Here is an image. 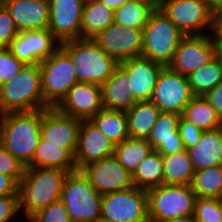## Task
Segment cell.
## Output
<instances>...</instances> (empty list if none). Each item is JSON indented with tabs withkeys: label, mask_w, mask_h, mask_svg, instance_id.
Returning <instances> with one entry per match:
<instances>
[{
	"label": "cell",
	"mask_w": 222,
	"mask_h": 222,
	"mask_svg": "<svg viewBox=\"0 0 222 222\" xmlns=\"http://www.w3.org/2000/svg\"><path fill=\"white\" fill-rule=\"evenodd\" d=\"M67 171L47 168H25L17 184V208L29 219L51 203L60 200Z\"/></svg>",
	"instance_id": "obj_1"
},
{
	"label": "cell",
	"mask_w": 222,
	"mask_h": 222,
	"mask_svg": "<svg viewBox=\"0 0 222 222\" xmlns=\"http://www.w3.org/2000/svg\"><path fill=\"white\" fill-rule=\"evenodd\" d=\"M0 140L4 148L27 167L40 138L42 110L11 112L0 115Z\"/></svg>",
	"instance_id": "obj_2"
},
{
	"label": "cell",
	"mask_w": 222,
	"mask_h": 222,
	"mask_svg": "<svg viewBox=\"0 0 222 222\" xmlns=\"http://www.w3.org/2000/svg\"><path fill=\"white\" fill-rule=\"evenodd\" d=\"M49 108L42 94L39 64H25L12 80L0 86V115Z\"/></svg>",
	"instance_id": "obj_3"
},
{
	"label": "cell",
	"mask_w": 222,
	"mask_h": 222,
	"mask_svg": "<svg viewBox=\"0 0 222 222\" xmlns=\"http://www.w3.org/2000/svg\"><path fill=\"white\" fill-rule=\"evenodd\" d=\"M60 47L70 56L78 82L102 85L118 66L94 39H78L61 43Z\"/></svg>",
	"instance_id": "obj_4"
},
{
	"label": "cell",
	"mask_w": 222,
	"mask_h": 222,
	"mask_svg": "<svg viewBox=\"0 0 222 222\" xmlns=\"http://www.w3.org/2000/svg\"><path fill=\"white\" fill-rule=\"evenodd\" d=\"M183 37L178 27L156 7L143 28L141 57L168 66Z\"/></svg>",
	"instance_id": "obj_5"
},
{
	"label": "cell",
	"mask_w": 222,
	"mask_h": 222,
	"mask_svg": "<svg viewBox=\"0 0 222 222\" xmlns=\"http://www.w3.org/2000/svg\"><path fill=\"white\" fill-rule=\"evenodd\" d=\"M60 200L71 222H99L101 219L102 195L95 191L81 170L68 172Z\"/></svg>",
	"instance_id": "obj_6"
},
{
	"label": "cell",
	"mask_w": 222,
	"mask_h": 222,
	"mask_svg": "<svg viewBox=\"0 0 222 222\" xmlns=\"http://www.w3.org/2000/svg\"><path fill=\"white\" fill-rule=\"evenodd\" d=\"M44 102L54 108L78 80L70 56L59 47L40 64Z\"/></svg>",
	"instance_id": "obj_7"
},
{
	"label": "cell",
	"mask_w": 222,
	"mask_h": 222,
	"mask_svg": "<svg viewBox=\"0 0 222 222\" xmlns=\"http://www.w3.org/2000/svg\"><path fill=\"white\" fill-rule=\"evenodd\" d=\"M149 220L194 215L197 196L190 185L162 184L147 191Z\"/></svg>",
	"instance_id": "obj_8"
},
{
	"label": "cell",
	"mask_w": 222,
	"mask_h": 222,
	"mask_svg": "<svg viewBox=\"0 0 222 222\" xmlns=\"http://www.w3.org/2000/svg\"><path fill=\"white\" fill-rule=\"evenodd\" d=\"M157 7L184 36L202 35L205 28L213 31L214 14L207 0H157Z\"/></svg>",
	"instance_id": "obj_9"
},
{
	"label": "cell",
	"mask_w": 222,
	"mask_h": 222,
	"mask_svg": "<svg viewBox=\"0 0 222 222\" xmlns=\"http://www.w3.org/2000/svg\"><path fill=\"white\" fill-rule=\"evenodd\" d=\"M107 222H150L147 191L135 186L102 195L101 219Z\"/></svg>",
	"instance_id": "obj_10"
},
{
	"label": "cell",
	"mask_w": 222,
	"mask_h": 222,
	"mask_svg": "<svg viewBox=\"0 0 222 222\" xmlns=\"http://www.w3.org/2000/svg\"><path fill=\"white\" fill-rule=\"evenodd\" d=\"M193 97L187 76L173 71L169 66H164L151 98L160 111L182 115Z\"/></svg>",
	"instance_id": "obj_11"
},
{
	"label": "cell",
	"mask_w": 222,
	"mask_h": 222,
	"mask_svg": "<svg viewBox=\"0 0 222 222\" xmlns=\"http://www.w3.org/2000/svg\"><path fill=\"white\" fill-rule=\"evenodd\" d=\"M216 56V46L212 35L184 36L177 47L172 62L173 71L188 76L200 69Z\"/></svg>",
	"instance_id": "obj_12"
},
{
	"label": "cell",
	"mask_w": 222,
	"mask_h": 222,
	"mask_svg": "<svg viewBox=\"0 0 222 222\" xmlns=\"http://www.w3.org/2000/svg\"><path fill=\"white\" fill-rule=\"evenodd\" d=\"M94 41L118 63L127 59L141 57L143 29L128 28L112 23L100 32Z\"/></svg>",
	"instance_id": "obj_13"
},
{
	"label": "cell",
	"mask_w": 222,
	"mask_h": 222,
	"mask_svg": "<svg viewBox=\"0 0 222 222\" xmlns=\"http://www.w3.org/2000/svg\"><path fill=\"white\" fill-rule=\"evenodd\" d=\"M95 191L101 195L133 187L132 174L117 159L110 157L89 163L80 169Z\"/></svg>",
	"instance_id": "obj_14"
},
{
	"label": "cell",
	"mask_w": 222,
	"mask_h": 222,
	"mask_svg": "<svg viewBox=\"0 0 222 222\" xmlns=\"http://www.w3.org/2000/svg\"><path fill=\"white\" fill-rule=\"evenodd\" d=\"M49 31L60 42L81 39L82 0H48Z\"/></svg>",
	"instance_id": "obj_15"
},
{
	"label": "cell",
	"mask_w": 222,
	"mask_h": 222,
	"mask_svg": "<svg viewBox=\"0 0 222 222\" xmlns=\"http://www.w3.org/2000/svg\"><path fill=\"white\" fill-rule=\"evenodd\" d=\"M61 43L49 29L19 32L11 41L9 49L24 64H40L51 56Z\"/></svg>",
	"instance_id": "obj_16"
},
{
	"label": "cell",
	"mask_w": 222,
	"mask_h": 222,
	"mask_svg": "<svg viewBox=\"0 0 222 222\" xmlns=\"http://www.w3.org/2000/svg\"><path fill=\"white\" fill-rule=\"evenodd\" d=\"M81 123V119L62 114L55 108L42 109L40 136L75 155Z\"/></svg>",
	"instance_id": "obj_17"
},
{
	"label": "cell",
	"mask_w": 222,
	"mask_h": 222,
	"mask_svg": "<svg viewBox=\"0 0 222 222\" xmlns=\"http://www.w3.org/2000/svg\"><path fill=\"white\" fill-rule=\"evenodd\" d=\"M58 112L77 119L90 120L103 109L101 86L78 82L54 107Z\"/></svg>",
	"instance_id": "obj_18"
},
{
	"label": "cell",
	"mask_w": 222,
	"mask_h": 222,
	"mask_svg": "<svg viewBox=\"0 0 222 222\" xmlns=\"http://www.w3.org/2000/svg\"><path fill=\"white\" fill-rule=\"evenodd\" d=\"M113 154L114 145L110 140L89 120H83L79 128L77 149L74 155L77 170Z\"/></svg>",
	"instance_id": "obj_19"
},
{
	"label": "cell",
	"mask_w": 222,
	"mask_h": 222,
	"mask_svg": "<svg viewBox=\"0 0 222 222\" xmlns=\"http://www.w3.org/2000/svg\"><path fill=\"white\" fill-rule=\"evenodd\" d=\"M129 77L133 97L137 102L150 101L162 64L143 57H136L118 64Z\"/></svg>",
	"instance_id": "obj_20"
},
{
	"label": "cell",
	"mask_w": 222,
	"mask_h": 222,
	"mask_svg": "<svg viewBox=\"0 0 222 222\" xmlns=\"http://www.w3.org/2000/svg\"><path fill=\"white\" fill-rule=\"evenodd\" d=\"M19 32L48 29V0H7L3 3Z\"/></svg>",
	"instance_id": "obj_21"
},
{
	"label": "cell",
	"mask_w": 222,
	"mask_h": 222,
	"mask_svg": "<svg viewBox=\"0 0 222 222\" xmlns=\"http://www.w3.org/2000/svg\"><path fill=\"white\" fill-rule=\"evenodd\" d=\"M181 115L161 112L146 139L153 150L162 156L172 155L185 150L178 130Z\"/></svg>",
	"instance_id": "obj_22"
},
{
	"label": "cell",
	"mask_w": 222,
	"mask_h": 222,
	"mask_svg": "<svg viewBox=\"0 0 222 222\" xmlns=\"http://www.w3.org/2000/svg\"><path fill=\"white\" fill-rule=\"evenodd\" d=\"M101 96L103 108L106 109L126 111L137 103L128 74L119 65L101 85Z\"/></svg>",
	"instance_id": "obj_23"
},
{
	"label": "cell",
	"mask_w": 222,
	"mask_h": 222,
	"mask_svg": "<svg viewBox=\"0 0 222 222\" xmlns=\"http://www.w3.org/2000/svg\"><path fill=\"white\" fill-rule=\"evenodd\" d=\"M186 150L195 171L222 165V127L203 131L197 144Z\"/></svg>",
	"instance_id": "obj_24"
},
{
	"label": "cell",
	"mask_w": 222,
	"mask_h": 222,
	"mask_svg": "<svg viewBox=\"0 0 222 222\" xmlns=\"http://www.w3.org/2000/svg\"><path fill=\"white\" fill-rule=\"evenodd\" d=\"M25 168L61 169L67 172L77 170L74 155L68 149L59 148L41 136L34 157Z\"/></svg>",
	"instance_id": "obj_25"
},
{
	"label": "cell",
	"mask_w": 222,
	"mask_h": 222,
	"mask_svg": "<svg viewBox=\"0 0 222 222\" xmlns=\"http://www.w3.org/2000/svg\"><path fill=\"white\" fill-rule=\"evenodd\" d=\"M128 120V133L131 138L147 139L161 111L150 101H139L125 111Z\"/></svg>",
	"instance_id": "obj_26"
},
{
	"label": "cell",
	"mask_w": 222,
	"mask_h": 222,
	"mask_svg": "<svg viewBox=\"0 0 222 222\" xmlns=\"http://www.w3.org/2000/svg\"><path fill=\"white\" fill-rule=\"evenodd\" d=\"M115 146L129 138L125 111L103 108L89 120Z\"/></svg>",
	"instance_id": "obj_27"
},
{
	"label": "cell",
	"mask_w": 222,
	"mask_h": 222,
	"mask_svg": "<svg viewBox=\"0 0 222 222\" xmlns=\"http://www.w3.org/2000/svg\"><path fill=\"white\" fill-rule=\"evenodd\" d=\"M157 0H129L114 11V23L128 28L143 29Z\"/></svg>",
	"instance_id": "obj_28"
},
{
	"label": "cell",
	"mask_w": 222,
	"mask_h": 222,
	"mask_svg": "<svg viewBox=\"0 0 222 222\" xmlns=\"http://www.w3.org/2000/svg\"><path fill=\"white\" fill-rule=\"evenodd\" d=\"M132 182L135 187L145 191L164 184L162 155L153 150L132 173Z\"/></svg>",
	"instance_id": "obj_29"
},
{
	"label": "cell",
	"mask_w": 222,
	"mask_h": 222,
	"mask_svg": "<svg viewBox=\"0 0 222 222\" xmlns=\"http://www.w3.org/2000/svg\"><path fill=\"white\" fill-rule=\"evenodd\" d=\"M163 157L164 184L190 185L195 173L187 150Z\"/></svg>",
	"instance_id": "obj_30"
},
{
	"label": "cell",
	"mask_w": 222,
	"mask_h": 222,
	"mask_svg": "<svg viewBox=\"0 0 222 222\" xmlns=\"http://www.w3.org/2000/svg\"><path fill=\"white\" fill-rule=\"evenodd\" d=\"M114 23V11L98 2L84 6L81 19V39H94Z\"/></svg>",
	"instance_id": "obj_31"
},
{
	"label": "cell",
	"mask_w": 222,
	"mask_h": 222,
	"mask_svg": "<svg viewBox=\"0 0 222 222\" xmlns=\"http://www.w3.org/2000/svg\"><path fill=\"white\" fill-rule=\"evenodd\" d=\"M181 116L202 131L222 127V119L203 96H194Z\"/></svg>",
	"instance_id": "obj_32"
},
{
	"label": "cell",
	"mask_w": 222,
	"mask_h": 222,
	"mask_svg": "<svg viewBox=\"0 0 222 222\" xmlns=\"http://www.w3.org/2000/svg\"><path fill=\"white\" fill-rule=\"evenodd\" d=\"M152 151L153 148L146 139L129 137L114 146L113 156L123 168L132 174Z\"/></svg>",
	"instance_id": "obj_33"
},
{
	"label": "cell",
	"mask_w": 222,
	"mask_h": 222,
	"mask_svg": "<svg viewBox=\"0 0 222 222\" xmlns=\"http://www.w3.org/2000/svg\"><path fill=\"white\" fill-rule=\"evenodd\" d=\"M194 96H205L222 81V62L217 56L187 76Z\"/></svg>",
	"instance_id": "obj_34"
},
{
	"label": "cell",
	"mask_w": 222,
	"mask_h": 222,
	"mask_svg": "<svg viewBox=\"0 0 222 222\" xmlns=\"http://www.w3.org/2000/svg\"><path fill=\"white\" fill-rule=\"evenodd\" d=\"M190 186L197 197H222V165L196 170Z\"/></svg>",
	"instance_id": "obj_35"
},
{
	"label": "cell",
	"mask_w": 222,
	"mask_h": 222,
	"mask_svg": "<svg viewBox=\"0 0 222 222\" xmlns=\"http://www.w3.org/2000/svg\"><path fill=\"white\" fill-rule=\"evenodd\" d=\"M194 216L197 222H222V207L219 198L197 197Z\"/></svg>",
	"instance_id": "obj_36"
},
{
	"label": "cell",
	"mask_w": 222,
	"mask_h": 222,
	"mask_svg": "<svg viewBox=\"0 0 222 222\" xmlns=\"http://www.w3.org/2000/svg\"><path fill=\"white\" fill-rule=\"evenodd\" d=\"M24 65L9 48H0V86L12 80Z\"/></svg>",
	"instance_id": "obj_37"
},
{
	"label": "cell",
	"mask_w": 222,
	"mask_h": 222,
	"mask_svg": "<svg viewBox=\"0 0 222 222\" xmlns=\"http://www.w3.org/2000/svg\"><path fill=\"white\" fill-rule=\"evenodd\" d=\"M28 222H71L64 203L59 200L40 210Z\"/></svg>",
	"instance_id": "obj_38"
},
{
	"label": "cell",
	"mask_w": 222,
	"mask_h": 222,
	"mask_svg": "<svg viewBox=\"0 0 222 222\" xmlns=\"http://www.w3.org/2000/svg\"><path fill=\"white\" fill-rule=\"evenodd\" d=\"M24 170L25 167L4 148L0 140V173L8 175L20 183L24 176Z\"/></svg>",
	"instance_id": "obj_39"
},
{
	"label": "cell",
	"mask_w": 222,
	"mask_h": 222,
	"mask_svg": "<svg viewBox=\"0 0 222 222\" xmlns=\"http://www.w3.org/2000/svg\"><path fill=\"white\" fill-rule=\"evenodd\" d=\"M18 33L10 13L3 4H0V48H9Z\"/></svg>",
	"instance_id": "obj_40"
},
{
	"label": "cell",
	"mask_w": 222,
	"mask_h": 222,
	"mask_svg": "<svg viewBox=\"0 0 222 222\" xmlns=\"http://www.w3.org/2000/svg\"><path fill=\"white\" fill-rule=\"evenodd\" d=\"M178 130L185 149L190 148L195 144H197L203 132L193 123L184 119L182 116L179 119Z\"/></svg>",
	"instance_id": "obj_41"
},
{
	"label": "cell",
	"mask_w": 222,
	"mask_h": 222,
	"mask_svg": "<svg viewBox=\"0 0 222 222\" xmlns=\"http://www.w3.org/2000/svg\"><path fill=\"white\" fill-rule=\"evenodd\" d=\"M19 212L17 196H0V222H10Z\"/></svg>",
	"instance_id": "obj_42"
},
{
	"label": "cell",
	"mask_w": 222,
	"mask_h": 222,
	"mask_svg": "<svg viewBox=\"0 0 222 222\" xmlns=\"http://www.w3.org/2000/svg\"><path fill=\"white\" fill-rule=\"evenodd\" d=\"M222 119V81L203 96Z\"/></svg>",
	"instance_id": "obj_43"
},
{
	"label": "cell",
	"mask_w": 222,
	"mask_h": 222,
	"mask_svg": "<svg viewBox=\"0 0 222 222\" xmlns=\"http://www.w3.org/2000/svg\"><path fill=\"white\" fill-rule=\"evenodd\" d=\"M17 184L12 177L0 173V196H17Z\"/></svg>",
	"instance_id": "obj_44"
},
{
	"label": "cell",
	"mask_w": 222,
	"mask_h": 222,
	"mask_svg": "<svg viewBox=\"0 0 222 222\" xmlns=\"http://www.w3.org/2000/svg\"><path fill=\"white\" fill-rule=\"evenodd\" d=\"M212 32L214 42H222V12L214 15Z\"/></svg>",
	"instance_id": "obj_45"
},
{
	"label": "cell",
	"mask_w": 222,
	"mask_h": 222,
	"mask_svg": "<svg viewBox=\"0 0 222 222\" xmlns=\"http://www.w3.org/2000/svg\"><path fill=\"white\" fill-rule=\"evenodd\" d=\"M150 222H197L194 215H186L182 217H173L163 220H149Z\"/></svg>",
	"instance_id": "obj_46"
},
{
	"label": "cell",
	"mask_w": 222,
	"mask_h": 222,
	"mask_svg": "<svg viewBox=\"0 0 222 222\" xmlns=\"http://www.w3.org/2000/svg\"><path fill=\"white\" fill-rule=\"evenodd\" d=\"M127 1L129 0H100L99 2L115 11L116 9L124 5Z\"/></svg>",
	"instance_id": "obj_47"
},
{
	"label": "cell",
	"mask_w": 222,
	"mask_h": 222,
	"mask_svg": "<svg viewBox=\"0 0 222 222\" xmlns=\"http://www.w3.org/2000/svg\"><path fill=\"white\" fill-rule=\"evenodd\" d=\"M213 14L222 12V0H207Z\"/></svg>",
	"instance_id": "obj_48"
},
{
	"label": "cell",
	"mask_w": 222,
	"mask_h": 222,
	"mask_svg": "<svg viewBox=\"0 0 222 222\" xmlns=\"http://www.w3.org/2000/svg\"><path fill=\"white\" fill-rule=\"evenodd\" d=\"M216 46V56L222 62V42H215Z\"/></svg>",
	"instance_id": "obj_49"
},
{
	"label": "cell",
	"mask_w": 222,
	"mask_h": 222,
	"mask_svg": "<svg viewBox=\"0 0 222 222\" xmlns=\"http://www.w3.org/2000/svg\"><path fill=\"white\" fill-rule=\"evenodd\" d=\"M82 1L84 3V6H86V5L98 3L100 0H82Z\"/></svg>",
	"instance_id": "obj_50"
},
{
	"label": "cell",
	"mask_w": 222,
	"mask_h": 222,
	"mask_svg": "<svg viewBox=\"0 0 222 222\" xmlns=\"http://www.w3.org/2000/svg\"><path fill=\"white\" fill-rule=\"evenodd\" d=\"M5 1H7V0H0V4H3Z\"/></svg>",
	"instance_id": "obj_51"
},
{
	"label": "cell",
	"mask_w": 222,
	"mask_h": 222,
	"mask_svg": "<svg viewBox=\"0 0 222 222\" xmlns=\"http://www.w3.org/2000/svg\"><path fill=\"white\" fill-rule=\"evenodd\" d=\"M219 200H220V203H221V207H222V197H220V198H219Z\"/></svg>",
	"instance_id": "obj_52"
}]
</instances>
